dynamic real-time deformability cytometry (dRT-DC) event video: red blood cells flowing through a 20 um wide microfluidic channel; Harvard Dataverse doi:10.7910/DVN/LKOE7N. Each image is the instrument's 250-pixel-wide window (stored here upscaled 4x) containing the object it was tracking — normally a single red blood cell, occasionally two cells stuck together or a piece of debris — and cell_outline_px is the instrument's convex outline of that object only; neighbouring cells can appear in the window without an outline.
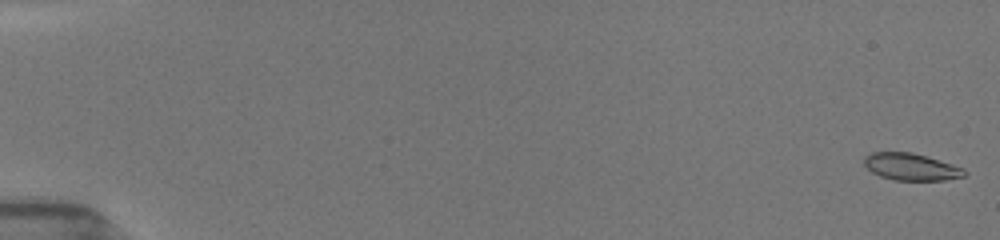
{"species": "common noctule bat (a hibernating species)", "species_latin": "Nyctalus noctula", "temperature_condition": "room temperature", "stored_images_in_passage": 29, "camera_frame_rate_fps": 3000, "um_per_image_px": 0.085, "animal": {"sex": "female", "body_mass_g": 19.5, "forearm_length_mm": 54.1}, "frame": {"image": 1, "passage_image": 1, "time_ms": 0.0, "image_size_px": [1000, 240], "cell_outline_px": [[968, 172], [964, 176], [944, 180], [892, 180], [880, 176], [872, 172], [864, 164], [864, 156], [872, 152], [912, 152], [952, 164], [964, 168]], "centroid_in_image_um": [77.44, 14.18], "position_along_channel_um": 7.6, "area_um2": 15.78}}
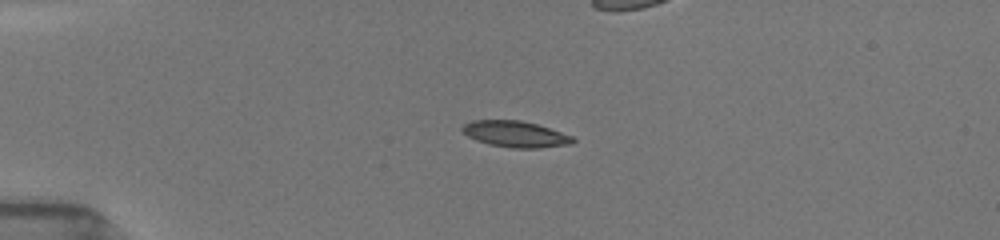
{"frame": {"image": 2, "passage_image": 14, "time_ms": 4.333, "image_size_px": [1000, 240], "cell_outline_px": [[576, 140], [572, 144], [536, 148], [512, 148], [488, 144], [476, 140], [468, 136], [460, 128], [464, 124], [472, 120], [520, 120], [536, 124], [572, 136]], "centroid_in_image_um": [43.79, 11.4], "position_along_channel_um": 41.2, "area_um2": 16.76}}
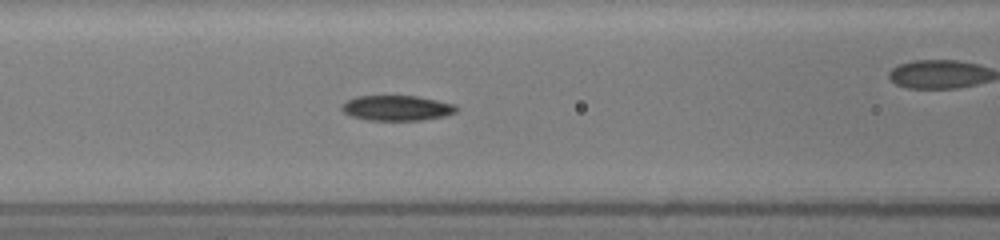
{"frame": {"image": 3, "passage_image": 25, "time_ms": 7.667, "image_size_px": [1000, 240], "cell_outline_px": [[460, 108], [456, 112], [444, 116], [420, 120], [368, 120], [352, 116], [344, 112], [340, 108], [340, 104], [356, 96], [416, 96], [456, 104]], "centroid_in_image_um": [33.74, 9.18], "position_along_channel_um": 132.9, "area_um2": 16.88}}